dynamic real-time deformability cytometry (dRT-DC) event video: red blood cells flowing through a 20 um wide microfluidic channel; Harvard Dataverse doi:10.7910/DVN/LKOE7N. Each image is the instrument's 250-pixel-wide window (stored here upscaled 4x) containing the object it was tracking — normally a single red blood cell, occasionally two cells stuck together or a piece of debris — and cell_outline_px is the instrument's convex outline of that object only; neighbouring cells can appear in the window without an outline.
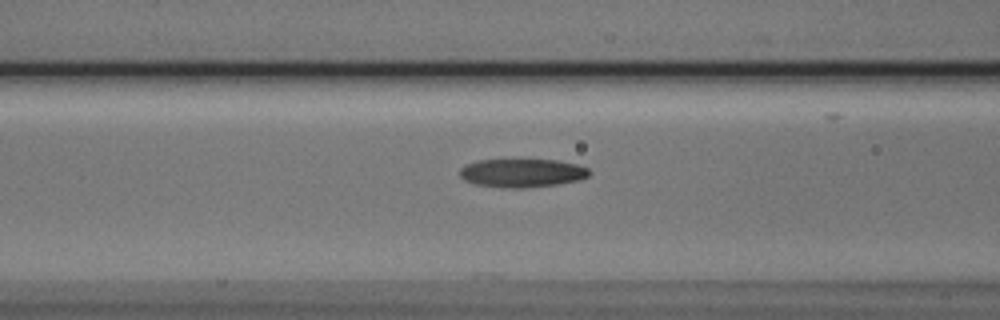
{"species": "Egyptian fruit bat (a non-hibernating species)", "species_latin": "Rousettus aegyptiacus", "temperature_condition": "cold", "stored_images_in_passage": 36, "camera_frame_rate_fps": 3000, "um_per_image_px": 0.085, "animal": {"sex": "male"}, "frame": {"image": 1, "passage_image": 6, "time_ms": 1.667, "image_size_px": [1000, 320], "cell_outline_px": [[592, 172], [588, 176], [580, 180], [556, 184], [528, 188], [504, 188], [472, 184], [464, 180], [460, 176], [460, 168], [464, 164], [480, 160], [556, 160], [576, 164], [588, 168]], "centroid_in_image_um": [44.36, 14.71], "position_along_channel_um": 122.2, "area_um2": 21.68}}
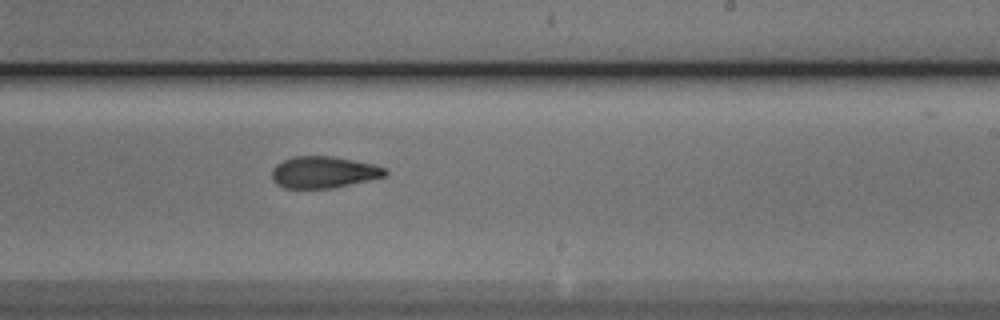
{"frame": {"image": 2, "passage_image": 17, "time_ms": 5.333, "image_size_px": [1000, 320], "cell_outline_px": [[388, 176], [336, 188], [284, 188], [276, 184], [272, 180], [272, 168], [276, 164], [284, 160], [296, 156], [332, 156], [372, 164], [388, 168]], "centroid_in_image_um": [27.54, 14.65], "position_along_channel_um": 261.5, "area_um2": 21.15}}
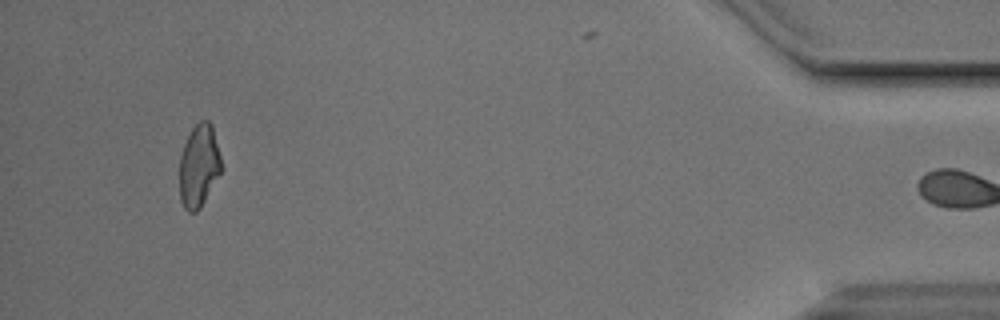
{"frame": {"image": 3, "passage_image": 35, "time_ms": 11.333, "image_size_px": [1000, 320], "cell_outline_px": [[220, 172], [200, 208], [196, 212], [188, 212], [184, 208], [180, 200], [180, 156], [184, 144], [192, 128], [200, 120], [208, 120], [212, 124], [220, 156]], "centroid_in_image_um": [16.88, 14.09], "position_along_channel_um": 418.3, "area_um2": 19.83}, "authors_computed_cell_mechanics": {"area_um2": 21.4727, "velocity_mm_per_s": 3.8057, "shape_relaxation_time_tau1_ms": 6.0457, "shape_relaxation_time_tau2_ms": 3.1098, "deformation_change_tau1": 0.1725, "deformation_change_tau2": 0.0989}}